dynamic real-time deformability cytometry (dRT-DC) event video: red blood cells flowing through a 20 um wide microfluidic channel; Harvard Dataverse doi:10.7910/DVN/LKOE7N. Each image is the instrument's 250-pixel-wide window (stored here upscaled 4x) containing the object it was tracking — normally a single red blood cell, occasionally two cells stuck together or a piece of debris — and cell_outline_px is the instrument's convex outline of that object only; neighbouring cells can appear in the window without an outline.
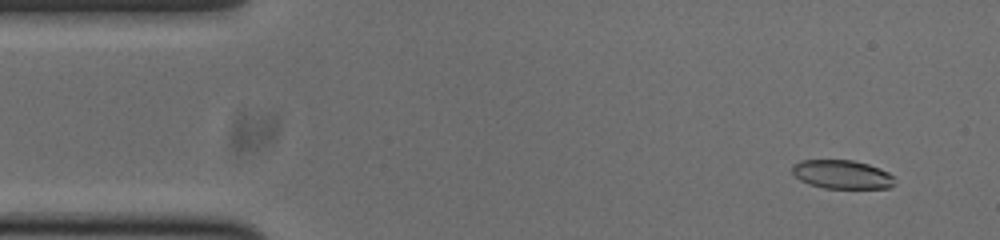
{"species": "common noctule bat (a hibernating species)", "species_latin": "Nyctalus noctula", "temperature_condition": "cold", "stored_images_in_passage": 53, "camera_frame_rate_fps": 3000, "um_per_image_px": 0.085, "animal": {"sex": "male", "body_mass_g": 20.0, "forearm_length_mm": 53.3}, "frame": {"image": 1, "passage_image": 4, "time_ms": 1.0, "image_size_px": [1000, 240], "cell_outline_px": [[892, 184], [888, 188], [824, 188], [808, 184], [800, 180], [792, 172], [792, 164], [800, 160], [852, 160], [868, 164], [880, 168], [888, 172], [892, 176]], "centroid_in_image_um": [71.52, 14.82], "position_along_channel_um": 13.5, "area_um2": 17.05}}
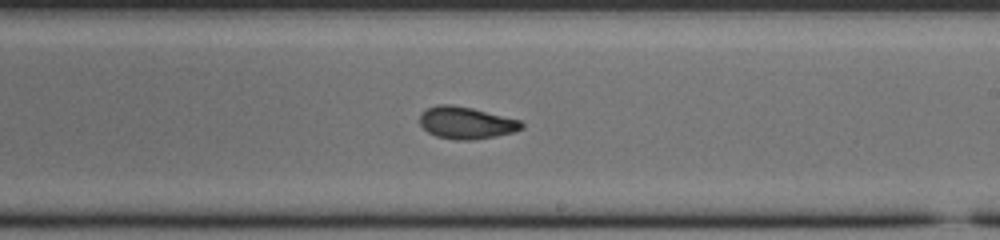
{"frame": {"image": 2, "passage_image": 30, "time_ms": 9.667, "image_size_px": [1000, 240], "cell_outline_px": [[524, 128], [512, 132], [496, 136], [472, 140], [456, 140], [436, 136], [428, 132], [420, 124], [420, 112], [436, 104], [452, 104], [472, 108], [520, 120], [524, 124]], "centroid_in_image_um": [39.61, 10.43], "position_along_channel_um": 249.4, "area_um2": 19.07}}
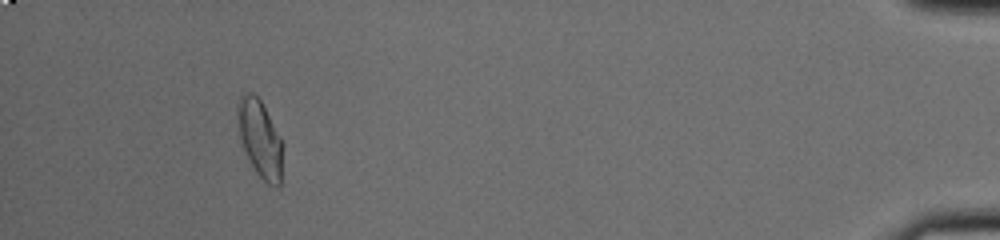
{"frame": {"image": 3, "passage_image": 49, "time_ms": 16.0, "image_size_px": [1000, 240], "cell_outline_px": [[284, 144], [280, 184], [276, 188], [268, 184], [256, 172], [244, 148], [240, 136], [240, 96], [248, 92], [252, 92], [260, 100], [280, 136]], "centroid_in_image_um": [22.18, 11.86], "position_along_channel_um": 413.0, "area_um2": 19.54}, "authors_computed_cell_mechanics": {"area_um2": 19.2474, "velocity_mm_per_s": 3.7883, "shape_relaxation_time_tau1_ms": null, "shape_relaxation_time_tau2_ms": 2.3574, "deformation_change_tau1": null, "deformation_change_tau2": 0.0728}}